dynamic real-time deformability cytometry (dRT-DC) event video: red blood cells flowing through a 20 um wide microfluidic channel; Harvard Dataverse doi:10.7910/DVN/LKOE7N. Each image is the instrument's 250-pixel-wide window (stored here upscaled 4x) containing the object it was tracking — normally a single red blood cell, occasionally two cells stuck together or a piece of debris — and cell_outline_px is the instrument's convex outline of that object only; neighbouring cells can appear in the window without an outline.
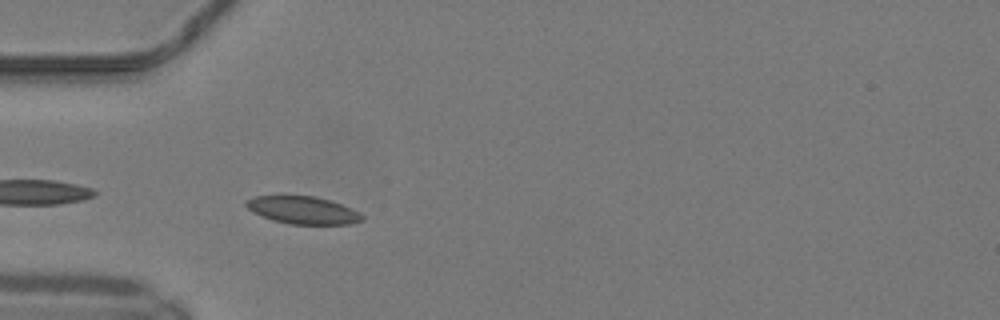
{"species": "common noctule bat (a hibernating species)", "species_latin": "Nyctalus noctula", "temperature_condition": "warm", "stored_images_in_passage": 11, "camera_frame_rate_fps": 3000, "um_per_image_px": 0.085, "animal": {"sex": "male", "body_mass_g": 19.2, "forearm_length_mm": 51.8}, "frame": {"image": 1, "passage_image": 2, "time_ms": 0.333, "image_size_px": [1000, 320], "cell_outline_px": [[364, 220], [348, 224], [288, 224], [272, 220], [248, 208], [244, 204], [244, 200], [256, 196], [280, 192], [316, 196], [340, 204], [360, 212], [364, 216]], "centroid_in_image_um": [25.69, 17.81], "position_along_channel_um": 59.3, "area_um2": 19.31}}
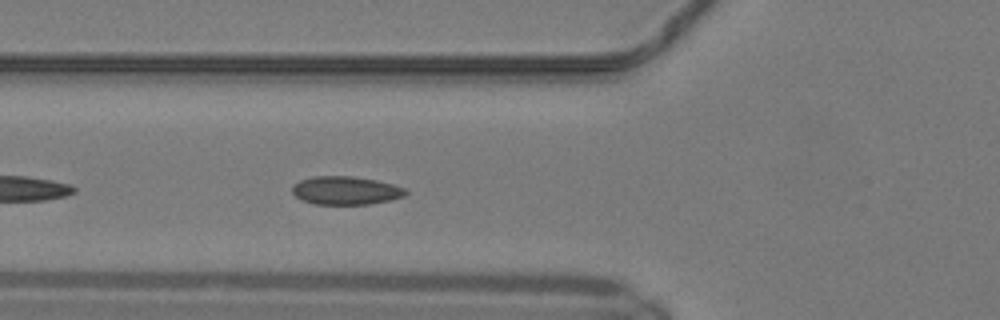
{"frame": {"image": 2, "passage_image": 5, "time_ms": 1.333, "image_size_px": [1000, 320], "cell_outline_px": [[408, 192], [404, 196], [392, 200], [368, 204], [316, 204], [300, 200], [292, 192], [292, 184], [300, 180], [312, 176], [352, 176], [376, 180], [392, 184], [404, 188]], "centroid_in_image_um": [29.36, 16.19], "position_along_channel_um": 96.4, "area_um2": 18.79}}
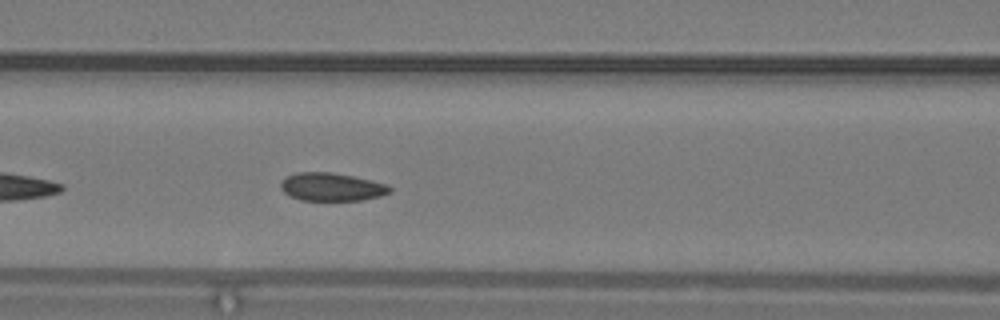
{"frame": {"image": 3, "passage_image": 8, "time_ms": 2.333, "image_size_px": [1000, 320], "cell_outline_px": [[392, 192], [380, 196], [364, 200], [300, 200], [284, 192], [280, 188], [280, 184], [288, 176], [296, 172], [332, 172], [352, 176], [388, 184], [392, 188]], "centroid_in_image_um": [28.23, 15.89], "position_along_channel_um": 138.4, "area_um2": 17.8}}